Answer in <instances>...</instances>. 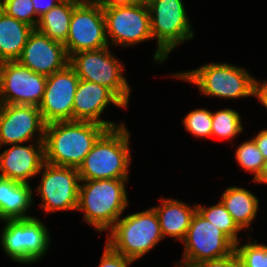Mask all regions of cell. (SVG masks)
Listing matches in <instances>:
<instances>
[{"mask_svg": "<svg viewBox=\"0 0 267 267\" xmlns=\"http://www.w3.org/2000/svg\"><path fill=\"white\" fill-rule=\"evenodd\" d=\"M63 0H32L35 13L40 18Z\"/></svg>", "mask_w": 267, "mask_h": 267, "instance_id": "1f68e13d", "label": "cell"}, {"mask_svg": "<svg viewBox=\"0 0 267 267\" xmlns=\"http://www.w3.org/2000/svg\"><path fill=\"white\" fill-rule=\"evenodd\" d=\"M92 1L99 4L101 7L127 6L145 2L144 0H92Z\"/></svg>", "mask_w": 267, "mask_h": 267, "instance_id": "836d02e7", "label": "cell"}, {"mask_svg": "<svg viewBox=\"0 0 267 267\" xmlns=\"http://www.w3.org/2000/svg\"><path fill=\"white\" fill-rule=\"evenodd\" d=\"M195 265L197 267H242L236 251L222 258L200 261Z\"/></svg>", "mask_w": 267, "mask_h": 267, "instance_id": "4dcf8cb0", "label": "cell"}, {"mask_svg": "<svg viewBox=\"0 0 267 267\" xmlns=\"http://www.w3.org/2000/svg\"><path fill=\"white\" fill-rule=\"evenodd\" d=\"M46 123L37 106L0 104V148L31 139L43 142ZM35 136V134H37ZM38 137V138H37Z\"/></svg>", "mask_w": 267, "mask_h": 267, "instance_id": "5bb4252c", "label": "cell"}, {"mask_svg": "<svg viewBox=\"0 0 267 267\" xmlns=\"http://www.w3.org/2000/svg\"><path fill=\"white\" fill-rule=\"evenodd\" d=\"M254 182L267 184V160H265L263 169L259 176L254 180Z\"/></svg>", "mask_w": 267, "mask_h": 267, "instance_id": "d590c367", "label": "cell"}, {"mask_svg": "<svg viewBox=\"0 0 267 267\" xmlns=\"http://www.w3.org/2000/svg\"><path fill=\"white\" fill-rule=\"evenodd\" d=\"M69 58L81 51L110 46L102 7L92 0H82L73 10L64 43Z\"/></svg>", "mask_w": 267, "mask_h": 267, "instance_id": "9c48e42d", "label": "cell"}, {"mask_svg": "<svg viewBox=\"0 0 267 267\" xmlns=\"http://www.w3.org/2000/svg\"><path fill=\"white\" fill-rule=\"evenodd\" d=\"M182 242L184 252L181 262L192 265L204 260L222 258L235 251V243L197 211Z\"/></svg>", "mask_w": 267, "mask_h": 267, "instance_id": "7c38bea8", "label": "cell"}, {"mask_svg": "<svg viewBox=\"0 0 267 267\" xmlns=\"http://www.w3.org/2000/svg\"><path fill=\"white\" fill-rule=\"evenodd\" d=\"M196 211L222 230L235 244L239 242L238 233L242 229L237 225L221 201L210 207L197 204Z\"/></svg>", "mask_w": 267, "mask_h": 267, "instance_id": "cb8c5ba5", "label": "cell"}, {"mask_svg": "<svg viewBox=\"0 0 267 267\" xmlns=\"http://www.w3.org/2000/svg\"><path fill=\"white\" fill-rule=\"evenodd\" d=\"M1 246L13 261L32 264L39 261L50 247V232L35 216L27 219L3 220Z\"/></svg>", "mask_w": 267, "mask_h": 267, "instance_id": "ba28073f", "label": "cell"}, {"mask_svg": "<svg viewBox=\"0 0 267 267\" xmlns=\"http://www.w3.org/2000/svg\"><path fill=\"white\" fill-rule=\"evenodd\" d=\"M41 182L36 193L41 197V207L46 214L55 211L77 210L80 175L74 167L56 166L44 162L40 172Z\"/></svg>", "mask_w": 267, "mask_h": 267, "instance_id": "30bf717a", "label": "cell"}, {"mask_svg": "<svg viewBox=\"0 0 267 267\" xmlns=\"http://www.w3.org/2000/svg\"><path fill=\"white\" fill-rule=\"evenodd\" d=\"M82 0H63L40 17L36 29L51 40L65 43L74 8Z\"/></svg>", "mask_w": 267, "mask_h": 267, "instance_id": "603a6c76", "label": "cell"}, {"mask_svg": "<svg viewBox=\"0 0 267 267\" xmlns=\"http://www.w3.org/2000/svg\"><path fill=\"white\" fill-rule=\"evenodd\" d=\"M106 244L115 252L133 260L142 258L163 238L153 208L118 218L108 231Z\"/></svg>", "mask_w": 267, "mask_h": 267, "instance_id": "5b68a950", "label": "cell"}, {"mask_svg": "<svg viewBox=\"0 0 267 267\" xmlns=\"http://www.w3.org/2000/svg\"><path fill=\"white\" fill-rule=\"evenodd\" d=\"M109 49L108 46L75 53L70 57L69 64L79 79L107 87L127 107L131 88L123 75V64Z\"/></svg>", "mask_w": 267, "mask_h": 267, "instance_id": "52a82bcc", "label": "cell"}, {"mask_svg": "<svg viewBox=\"0 0 267 267\" xmlns=\"http://www.w3.org/2000/svg\"><path fill=\"white\" fill-rule=\"evenodd\" d=\"M0 9L34 29L38 25L40 18L35 13L32 0H0Z\"/></svg>", "mask_w": 267, "mask_h": 267, "instance_id": "83f0119b", "label": "cell"}, {"mask_svg": "<svg viewBox=\"0 0 267 267\" xmlns=\"http://www.w3.org/2000/svg\"><path fill=\"white\" fill-rule=\"evenodd\" d=\"M133 261L135 260L115 252L107 244H105L103 255L98 267H128Z\"/></svg>", "mask_w": 267, "mask_h": 267, "instance_id": "f546056e", "label": "cell"}, {"mask_svg": "<svg viewBox=\"0 0 267 267\" xmlns=\"http://www.w3.org/2000/svg\"><path fill=\"white\" fill-rule=\"evenodd\" d=\"M152 208L157 214L163 238L168 236L183 241L196 212V205L189 206L177 199L162 198L161 204Z\"/></svg>", "mask_w": 267, "mask_h": 267, "instance_id": "d6986e66", "label": "cell"}, {"mask_svg": "<svg viewBox=\"0 0 267 267\" xmlns=\"http://www.w3.org/2000/svg\"><path fill=\"white\" fill-rule=\"evenodd\" d=\"M45 162L43 142L28 144H10L0 154V176L28 184L29 179L40 174Z\"/></svg>", "mask_w": 267, "mask_h": 267, "instance_id": "ac0fdd59", "label": "cell"}, {"mask_svg": "<svg viewBox=\"0 0 267 267\" xmlns=\"http://www.w3.org/2000/svg\"><path fill=\"white\" fill-rule=\"evenodd\" d=\"M129 139L125 124L107 129L78 167L80 180L129 179Z\"/></svg>", "mask_w": 267, "mask_h": 267, "instance_id": "3957f363", "label": "cell"}, {"mask_svg": "<svg viewBox=\"0 0 267 267\" xmlns=\"http://www.w3.org/2000/svg\"><path fill=\"white\" fill-rule=\"evenodd\" d=\"M240 246V241L235 244V251L242 267H267V245L258 244L255 240Z\"/></svg>", "mask_w": 267, "mask_h": 267, "instance_id": "4316f807", "label": "cell"}, {"mask_svg": "<svg viewBox=\"0 0 267 267\" xmlns=\"http://www.w3.org/2000/svg\"><path fill=\"white\" fill-rule=\"evenodd\" d=\"M171 77L188 81L199 87L200 94L226 99L254 96L255 78L246 69L229 63L203 64L191 71Z\"/></svg>", "mask_w": 267, "mask_h": 267, "instance_id": "277c9868", "label": "cell"}, {"mask_svg": "<svg viewBox=\"0 0 267 267\" xmlns=\"http://www.w3.org/2000/svg\"><path fill=\"white\" fill-rule=\"evenodd\" d=\"M152 38L157 40L154 62L163 63L194 32L182 0H147Z\"/></svg>", "mask_w": 267, "mask_h": 267, "instance_id": "8992f818", "label": "cell"}, {"mask_svg": "<svg viewBox=\"0 0 267 267\" xmlns=\"http://www.w3.org/2000/svg\"><path fill=\"white\" fill-rule=\"evenodd\" d=\"M17 61L37 74L50 76L64 69L70 58L63 43L51 40L47 35L34 29Z\"/></svg>", "mask_w": 267, "mask_h": 267, "instance_id": "2e32d148", "label": "cell"}, {"mask_svg": "<svg viewBox=\"0 0 267 267\" xmlns=\"http://www.w3.org/2000/svg\"><path fill=\"white\" fill-rule=\"evenodd\" d=\"M33 30V27L0 9V63L17 61Z\"/></svg>", "mask_w": 267, "mask_h": 267, "instance_id": "44dd1931", "label": "cell"}, {"mask_svg": "<svg viewBox=\"0 0 267 267\" xmlns=\"http://www.w3.org/2000/svg\"><path fill=\"white\" fill-rule=\"evenodd\" d=\"M262 83V84H261ZM254 97L267 109V80L260 81L255 78Z\"/></svg>", "mask_w": 267, "mask_h": 267, "instance_id": "d6a6232c", "label": "cell"}, {"mask_svg": "<svg viewBox=\"0 0 267 267\" xmlns=\"http://www.w3.org/2000/svg\"><path fill=\"white\" fill-rule=\"evenodd\" d=\"M239 166L253 175L255 180L263 169L265 159L253 138L241 143L235 153Z\"/></svg>", "mask_w": 267, "mask_h": 267, "instance_id": "484cf974", "label": "cell"}, {"mask_svg": "<svg viewBox=\"0 0 267 267\" xmlns=\"http://www.w3.org/2000/svg\"><path fill=\"white\" fill-rule=\"evenodd\" d=\"M28 184L0 176V220L27 219L33 203V190Z\"/></svg>", "mask_w": 267, "mask_h": 267, "instance_id": "ffe728a7", "label": "cell"}, {"mask_svg": "<svg viewBox=\"0 0 267 267\" xmlns=\"http://www.w3.org/2000/svg\"><path fill=\"white\" fill-rule=\"evenodd\" d=\"M186 131L197 138L211 137L212 112L207 109H195L190 111L182 120Z\"/></svg>", "mask_w": 267, "mask_h": 267, "instance_id": "f1b7e54d", "label": "cell"}, {"mask_svg": "<svg viewBox=\"0 0 267 267\" xmlns=\"http://www.w3.org/2000/svg\"><path fill=\"white\" fill-rule=\"evenodd\" d=\"M177 265H176V267H197L196 265H192V264H187V263H184V262H180L179 264L181 265H178V261H177V263H176Z\"/></svg>", "mask_w": 267, "mask_h": 267, "instance_id": "8d00e7d4", "label": "cell"}, {"mask_svg": "<svg viewBox=\"0 0 267 267\" xmlns=\"http://www.w3.org/2000/svg\"><path fill=\"white\" fill-rule=\"evenodd\" d=\"M221 198L220 201L242 231L253 230L249 226L255 219L259 208L258 198L249 190L238 186L228 187Z\"/></svg>", "mask_w": 267, "mask_h": 267, "instance_id": "7402d4cb", "label": "cell"}, {"mask_svg": "<svg viewBox=\"0 0 267 267\" xmlns=\"http://www.w3.org/2000/svg\"><path fill=\"white\" fill-rule=\"evenodd\" d=\"M82 183V184H81ZM128 179L81 180L77 211L98 232L110 230L128 206Z\"/></svg>", "mask_w": 267, "mask_h": 267, "instance_id": "7a4b0ae2", "label": "cell"}, {"mask_svg": "<svg viewBox=\"0 0 267 267\" xmlns=\"http://www.w3.org/2000/svg\"><path fill=\"white\" fill-rule=\"evenodd\" d=\"M102 10L109 44L126 47L153 39L146 1L127 6L102 7Z\"/></svg>", "mask_w": 267, "mask_h": 267, "instance_id": "8fae6325", "label": "cell"}, {"mask_svg": "<svg viewBox=\"0 0 267 267\" xmlns=\"http://www.w3.org/2000/svg\"><path fill=\"white\" fill-rule=\"evenodd\" d=\"M253 140L261 151L264 159L267 160V129H262L255 137H253Z\"/></svg>", "mask_w": 267, "mask_h": 267, "instance_id": "e575fe53", "label": "cell"}, {"mask_svg": "<svg viewBox=\"0 0 267 267\" xmlns=\"http://www.w3.org/2000/svg\"><path fill=\"white\" fill-rule=\"evenodd\" d=\"M240 114L229 108L212 112V136L232 141L243 132Z\"/></svg>", "mask_w": 267, "mask_h": 267, "instance_id": "d4e9b609", "label": "cell"}, {"mask_svg": "<svg viewBox=\"0 0 267 267\" xmlns=\"http://www.w3.org/2000/svg\"><path fill=\"white\" fill-rule=\"evenodd\" d=\"M107 129L106 126L88 121H58L46 124L43 140L45 162L78 169Z\"/></svg>", "mask_w": 267, "mask_h": 267, "instance_id": "6da1fadb", "label": "cell"}, {"mask_svg": "<svg viewBox=\"0 0 267 267\" xmlns=\"http://www.w3.org/2000/svg\"><path fill=\"white\" fill-rule=\"evenodd\" d=\"M47 76L37 74L18 61L0 63V104L34 105L42 102Z\"/></svg>", "mask_w": 267, "mask_h": 267, "instance_id": "4fadbf2b", "label": "cell"}, {"mask_svg": "<svg viewBox=\"0 0 267 267\" xmlns=\"http://www.w3.org/2000/svg\"><path fill=\"white\" fill-rule=\"evenodd\" d=\"M109 104L128 108L107 87L80 79L74 96L73 120L98 123L108 129L123 125L100 119Z\"/></svg>", "mask_w": 267, "mask_h": 267, "instance_id": "e0dca14e", "label": "cell"}, {"mask_svg": "<svg viewBox=\"0 0 267 267\" xmlns=\"http://www.w3.org/2000/svg\"><path fill=\"white\" fill-rule=\"evenodd\" d=\"M79 81L70 64L47 76L44 96L38 106L46 124L73 121L74 96Z\"/></svg>", "mask_w": 267, "mask_h": 267, "instance_id": "9a60e30c", "label": "cell"}]
</instances>
